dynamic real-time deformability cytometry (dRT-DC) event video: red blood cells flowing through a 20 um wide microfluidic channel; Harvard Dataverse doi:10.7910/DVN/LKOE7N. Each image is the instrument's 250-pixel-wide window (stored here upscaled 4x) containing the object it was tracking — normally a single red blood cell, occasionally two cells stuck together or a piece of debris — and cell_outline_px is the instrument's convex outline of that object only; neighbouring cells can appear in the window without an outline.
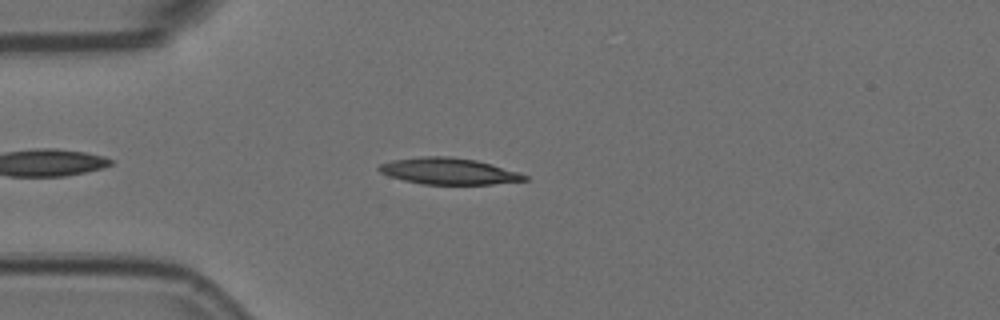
{"species": "Egyptian fruit bat (a non-hibernating species)", "species_latin": "Rousettus aegyptiacus", "temperature_condition": "room temperature", "stored_images_in_passage": 45, "camera_frame_rate_fps": 3000, "um_per_image_px": 0.085, "animal": {"sex": "female"}, "frame": {"image": 1, "passage_image": 7, "time_ms": 2.0, "image_size_px": [1000, 320], "cell_outline_px": [[528, 180], [492, 184], [420, 184], [388, 176], [380, 172], [376, 168], [380, 164], [392, 160], [420, 156], [452, 156], [476, 160], [492, 164], [528, 176]], "centroid_in_image_um": [38.09, 14.54], "position_along_channel_um": 46.9, "area_um2": 22.43}}
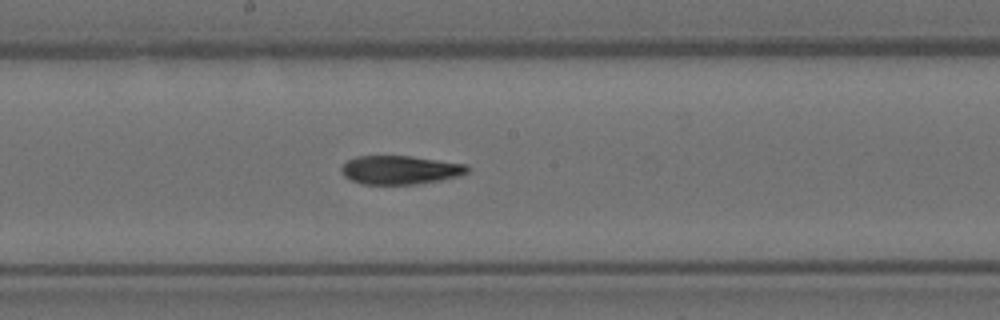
{"frame": {"image": 2, "passage_image": 22, "time_ms": 7.0, "image_size_px": [1000, 320], "cell_outline_px": [[468, 172], [456, 176], [440, 180], [416, 184], [360, 184], [344, 176], [340, 168], [348, 160], [356, 156], [412, 156], [468, 164]], "centroid_in_image_um": [34.0, 14.44], "position_along_channel_um": 214.2, "area_um2": 20.98}}
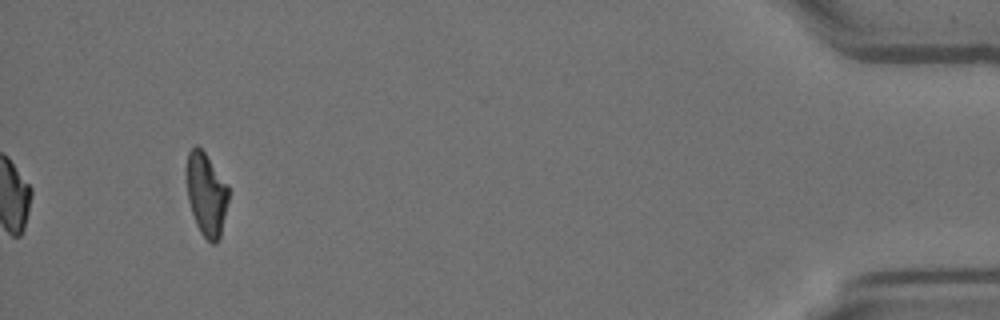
{"frame": {"image": 3, "passage_image": 45, "time_ms": 14.667, "image_size_px": [1000, 320], "cell_outline_px": [[228, 200], [220, 236], [216, 244], [212, 244], [200, 232], [196, 224], [188, 200], [188, 152], [196, 144], [204, 152], [228, 184]], "centroid_in_image_um": [17.56, 16.53], "position_along_channel_um": 417.6, "area_um2": 19.83}, "authors_computed_cell_mechanics": {"area_um2": 21.4438, "velocity_mm_per_s": 3.6357, "shape_relaxation_time_tau1_ms": 6.8807, "shape_relaxation_time_tau2_ms": 3.6019, "deformation_change_tau1": 0.2242, "deformation_change_tau2": 0.1152}}